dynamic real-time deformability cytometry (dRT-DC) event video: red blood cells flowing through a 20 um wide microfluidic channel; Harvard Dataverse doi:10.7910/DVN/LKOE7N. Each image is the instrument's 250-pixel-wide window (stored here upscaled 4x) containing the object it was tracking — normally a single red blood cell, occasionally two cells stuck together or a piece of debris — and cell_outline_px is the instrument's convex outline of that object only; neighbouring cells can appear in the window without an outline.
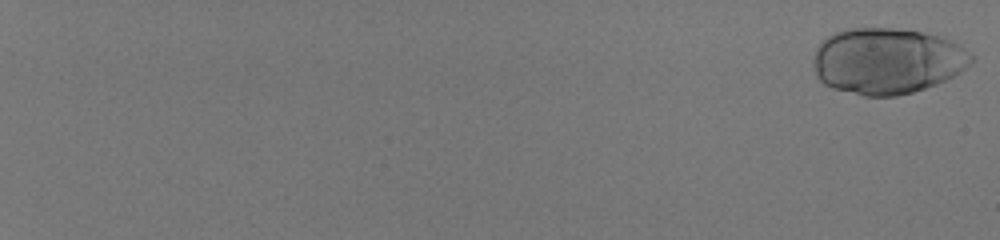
{"species": "human", "species_latin": "Homo sapiens", "temperature_condition": "room temperature", "stored_images_in_passage": 56, "camera_frame_rate_fps": 3000, "um_per_image_px": 0.085, "donor": {"sex": "male"}, "frame": {"image": 1, "passage_image": 1, "time_ms": 0.0, "image_size_px": [1000, 240], "cell_outline_px": [[976, 60], [960, 72], [936, 84], [912, 92], [896, 96], [864, 96], [832, 88], [824, 84], [816, 76], [812, 60], [812, 56], [816, 48], [828, 36], [836, 32], [852, 28], [888, 28], [920, 32], [944, 36], [952, 40], [976, 56]], "centroid_in_image_um": [75.42, 5.18], "position_along_channel_um": 9.6, "area_um2": 61.09}}
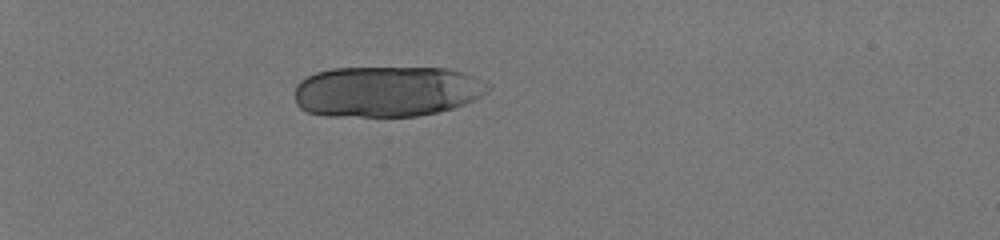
{"frame": {"image": 2, "passage_image": 21, "time_ms": 6.667, "image_size_px": [1000, 240], "cell_outline_px": [[492, 88], [488, 92], [464, 104], [452, 108], [436, 112], [416, 116], [324, 116], [308, 112], [300, 108], [296, 104], [296, 84], [300, 80], [316, 72], [332, 68], [448, 68], [476, 76], [492, 84]], "centroid_in_image_um": [32.89, 7.77], "position_along_channel_um": 52.1, "area_um2": 57.63}}
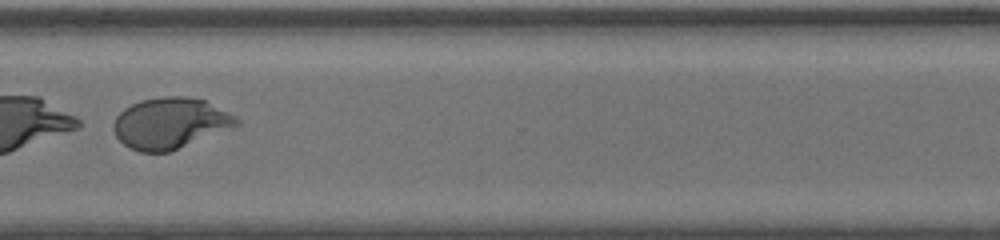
{"frame": {"image": 3, "passage_image": 48, "time_ms": 15.667, "image_size_px": [1000, 240], "cell_outline_px": [[240, 124], [168, 152], [140, 152], [124, 144], [116, 136], [112, 128], [112, 124], [116, 116], [124, 108], [140, 100], [164, 96], [188, 96], [204, 100], [236, 116], [240, 120]], "centroid_in_image_um": [14.43, 10.45], "position_along_channel_um": 356.2, "area_um2": 36.24}}